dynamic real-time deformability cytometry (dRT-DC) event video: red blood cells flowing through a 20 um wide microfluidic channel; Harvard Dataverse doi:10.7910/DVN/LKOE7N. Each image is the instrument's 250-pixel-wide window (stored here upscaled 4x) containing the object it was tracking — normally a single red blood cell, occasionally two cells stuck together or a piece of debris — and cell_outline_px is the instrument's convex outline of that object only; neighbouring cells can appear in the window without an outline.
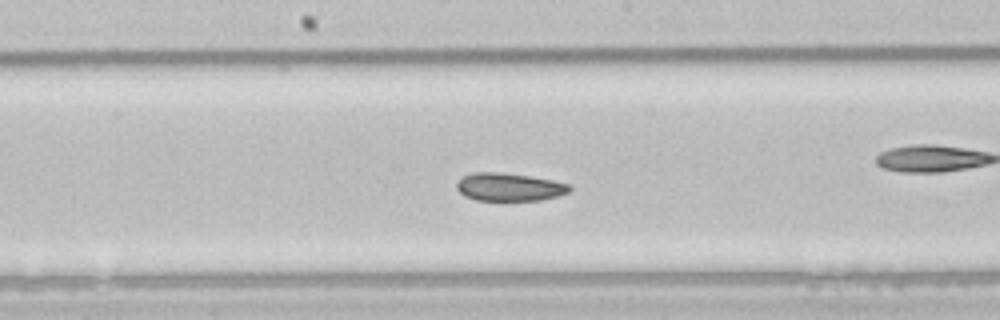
{"species": "common noctule bat (a hibernating species)", "species_latin": "Nyctalus noctula", "temperature_condition": "room temperature", "stored_images_in_passage": 46, "camera_frame_rate_fps": 3000, "um_per_image_px": 0.085, "animal": {"sex": "male", "body_mass_g": 21.5, "forearm_length_mm": 52.0}, "frame": {"image": 1, "passage_image": 20, "time_ms": 6.333, "image_size_px": [1000, 320], "cell_outline_px": [[572, 188], [568, 192], [556, 196], [540, 200], [476, 200], [464, 196], [456, 188], [456, 184], [464, 176], [472, 172], [496, 172], [528, 176], [552, 180], [572, 184]], "centroid_in_image_um": [43.29, 15.89], "position_along_channel_um": 204.9, "area_um2": 18.26}, "authors_computed_cell_mechanics": {"area_um2": 20.5479, "velocity_mm_per_s": 3.8905, "shape_relaxation_time_tau1_ms": 7.0217, "shape_relaxation_time_tau2_ms": 7.7812, "deformation_change_tau1": 0.0769, "deformation_change_tau2": 0.0743}}